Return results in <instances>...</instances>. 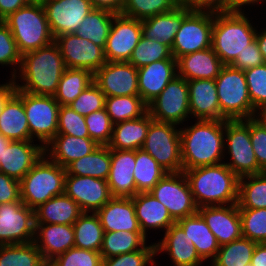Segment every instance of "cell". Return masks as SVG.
<instances>
[{
	"mask_svg": "<svg viewBox=\"0 0 266 266\" xmlns=\"http://www.w3.org/2000/svg\"><path fill=\"white\" fill-rule=\"evenodd\" d=\"M19 78L24 85L16 83L17 70L13 69L12 77L16 88L35 95L53 96L58 88L62 74L66 70L60 48L53 41L47 46L21 55ZM26 82V83H25Z\"/></svg>",
	"mask_w": 266,
	"mask_h": 266,
	"instance_id": "obj_1",
	"label": "cell"
},
{
	"mask_svg": "<svg viewBox=\"0 0 266 266\" xmlns=\"http://www.w3.org/2000/svg\"><path fill=\"white\" fill-rule=\"evenodd\" d=\"M180 138L182 171L222 163L225 120H198L180 128Z\"/></svg>",
	"mask_w": 266,
	"mask_h": 266,
	"instance_id": "obj_2",
	"label": "cell"
},
{
	"mask_svg": "<svg viewBox=\"0 0 266 266\" xmlns=\"http://www.w3.org/2000/svg\"><path fill=\"white\" fill-rule=\"evenodd\" d=\"M197 208L238 203L239 177L225 163L184 170Z\"/></svg>",
	"mask_w": 266,
	"mask_h": 266,
	"instance_id": "obj_3",
	"label": "cell"
},
{
	"mask_svg": "<svg viewBox=\"0 0 266 266\" xmlns=\"http://www.w3.org/2000/svg\"><path fill=\"white\" fill-rule=\"evenodd\" d=\"M242 13L214 12L212 48L224 65H231L256 37V29Z\"/></svg>",
	"mask_w": 266,
	"mask_h": 266,
	"instance_id": "obj_4",
	"label": "cell"
},
{
	"mask_svg": "<svg viewBox=\"0 0 266 266\" xmlns=\"http://www.w3.org/2000/svg\"><path fill=\"white\" fill-rule=\"evenodd\" d=\"M12 32L21 55L54 41L43 4L29 3L3 20Z\"/></svg>",
	"mask_w": 266,
	"mask_h": 266,
	"instance_id": "obj_5",
	"label": "cell"
},
{
	"mask_svg": "<svg viewBox=\"0 0 266 266\" xmlns=\"http://www.w3.org/2000/svg\"><path fill=\"white\" fill-rule=\"evenodd\" d=\"M66 169L45 154L20 180V199L31 209L64 193Z\"/></svg>",
	"mask_w": 266,
	"mask_h": 266,
	"instance_id": "obj_6",
	"label": "cell"
},
{
	"mask_svg": "<svg viewBox=\"0 0 266 266\" xmlns=\"http://www.w3.org/2000/svg\"><path fill=\"white\" fill-rule=\"evenodd\" d=\"M221 120H246L257 112L248 93L244 71L224 65L215 79Z\"/></svg>",
	"mask_w": 266,
	"mask_h": 266,
	"instance_id": "obj_7",
	"label": "cell"
},
{
	"mask_svg": "<svg viewBox=\"0 0 266 266\" xmlns=\"http://www.w3.org/2000/svg\"><path fill=\"white\" fill-rule=\"evenodd\" d=\"M175 126L153 120L142 147L167 173L182 171L180 129Z\"/></svg>",
	"mask_w": 266,
	"mask_h": 266,
	"instance_id": "obj_8",
	"label": "cell"
},
{
	"mask_svg": "<svg viewBox=\"0 0 266 266\" xmlns=\"http://www.w3.org/2000/svg\"><path fill=\"white\" fill-rule=\"evenodd\" d=\"M22 100L30 129V140L35 136L45 147L58 132L60 105L51 95H35L20 91L15 92Z\"/></svg>",
	"mask_w": 266,
	"mask_h": 266,
	"instance_id": "obj_9",
	"label": "cell"
},
{
	"mask_svg": "<svg viewBox=\"0 0 266 266\" xmlns=\"http://www.w3.org/2000/svg\"><path fill=\"white\" fill-rule=\"evenodd\" d=\"M224 148L230 155L227 167L239 178L264 172L259 166L250 138V118L225 120ZM227 143V144H226Z\"/></svg>",
	"mask_w": 266,
	"mask_h": 266,
	"instance_id": "obj_10",
	"label": "cell"
},
{
	"mask_svg": "<svg viewBox=\"0 0 266 266\" xmlns=\"http://www.w3.org/2000/svg\"><path fill=\"white\" fill-rule=\"evenodd\" d=\"M214 12L191 10L182 20L174 42L172 55L179 57L208 49L212 46Z\"/></svg>",
	"mask_w": 266,
	"mask_h": 266,
	"instance_id": "obj_11",
	"label": "cell"
},
{
	"mask_svg": "<svg viewBox=\"0 0 266 266\" xmlns=\"http://www.w3.org/2000/svg\"><path fill=\"white\" fill-rule=\"evenodd\" d=\"M149 193L167 208L175 222L198 212L183 171L167 173Z\"/></svg>",
	"mask_w": 266,
	"mask_h": 266,
	"instance_id": "obj_12",
	"label": "cell"
},
{
	"mask_svg": "<svg viewBox=\"0 0 266 266\" xmlns=\"http://www.w3.org/2000/svg\"><path fill=\"white\" fill-rule=\"evenodd\" d=\"M147 107L155 121L183 124L190 115L187 80L177 75Z\"/></svg>",
	"mask_w": 266,
	"mask_h": 266,
	"instance_id": "obj_13",
	"label": "cell"
},
{
	"mask_svg": "<svg viewBox=\"0 0 266 266\" xmlns=\"http://www.w3.org/2000/svg\"><path fill=\"white\" fill-rule=\"evenodd\" d=\"M34 210L22 202L0 204V245L34 241Z\"/></svg>",
	"mask_w": 266,
	"mask_h": 266,
	"instance_id": "obj_14",
	"label": "cell"
},
{
	"mask_svg": "<svg viewBox=\"0 0 266 266\" xmlns=\"http://www.w3.org/2000/svg\"><path fill=\"white\" fill-rule=\"evenodd\" d=\"M141 37V20L115 14L104 49L106 61L128 62Z\"/></svg>",
	"mask_w": 266,
	"mask_h": 266,
	"instance_id": "obj_15",
	"label": "cell"
},
{
	"mask_svg": "<svg viewBox=\"0 0 266 266\" xmlns=\"http://www.w3.org/2000/svg\"><path fill=\"white\" fill-rule=\"evenodd\" d=\"M54 41L60 48L67 68L86 69L94 74L107 62L102 47L75 33L62 34Z\"/></svg>",
	"mask_w": 266,
	"mask_h": 266,
	"instance_id": "obj_16",
	"label": "cell"
},
{
	"mask_svg": "<svg viewBox=\"0 0 266 266\" xmlns=\"http://www.w3.org/2000/svg\"><path fill=\"white\" fill-rule=\"evenodd\" d=\"M42 4L54 39L62 34L75 33L93 9L90 0H45Z\"/></svg>",
	"mask_w": 266,
	"mask_h": 266,
	"instance_id": "obj_17",
	"label": "cell"
},
{
	"mask_svg": "<svg viewBox=\"0 0 266 266\" xmlns=\"http://www.w3.org/2000/svg\"><path fill=\"white\" fill-rule=\"evenodd\" d=\"M94 82L106 97L139 95L137 68L129 62H106L94 73Z\"/></svg>",
	"mask_w": 266,
	"mask_h": 266,
	"instance_id": "obj_18",
	"label": "cell"
},
{
	"mask_svg": "<svg viewBox=\"0 0 266 266\" xmlns=\"http://www.w3.org/2000/svg\"><path fill=\"white\" fill-rule=\"evenodd\" d=\"M64 193L88 213H96L113 197L107 180L76 175H66Z\"/></svg>",
	"mask_w": 266,
	"mask_h": 266,
	"instance_id": "obj_19",
	"label": "cell"
},
{
	"mask_svg": "<svg viewBox=\"0 0 266 266\" xmlns=\"http://www.w3.org/2000/svg\"><path fill=\"white\" fill-rule=\"evenodd\" d=\"M33 141H11L0 159V172L20 181L45 154V148Z\"/></svg>",
	"mask_w": 266,
	"mask_h": 266,
	"instance_id": "obj_20",
	"label": "cell"
},
{
	"mask_svg": "<svg viewBox=\"0 0 266 266\" xmlns=\"http://www.w3.org/2000/svg\"><path fill=\"white\" fill-rule=\"evenodd\" d=\"M198 213L203 217L220 246L242 237L238 204L201 207L198 208Z\"/></svg>",
	"mask_w": 266,
	"mask_h": 266,
	"instance_id": "obj_21",
	"label": "cell"
},
{
	"mask_svg": "<svg viewBox=\"0 0 266 266\" xmlns=\"http://www.w3.org/2000/svg\"><path fill=\"white\" fill-rule=\"evenodd\" d=\"M177 60L155 61L137 69L139 96L148 105L178 75Z\"/></svg>",
	"mask_w": 266,
	"mask_h": 266,
	"instance_id": "obj_22",
	"label": "cell"
},
{
	"mask_svg": "<svg viewBox=\"0 0 266 266\" xmlns=\"http://www.w3.org/2000/svg\"><path fill=\"white\" fill-rule=\"evenodd\" d=\"M135 150L111 149V165L107 183L113 197L133 198L136 195L134 168Z\"/></svg>",
	"mask_w": 266,
	"mask_h": 266,
	"instance_id": "obj_23",
	"label": "cell"
},
{
	"mask_svg": "<svg viewBox=\"0 0 266 266\" xmlns=\"http://www.w3.org/2000/svg\"><path fill=\"white\" fill-rule=\"evenodd\" d=\"M44 261H52L75 246L73 225L35 224L34 241Z\"/></svg>",
	"mask_w": 266,
	"mask_h": 266,
	"instance_id": "obj_24",
	"label": "cell"
},
{
	"mask_svg": "<svg viewBox=\"0 0 266 266\" xmlns=\"http://www.w3.org/2000/svg\"><path fill=\"white\" fill-rule=\"evenodd\" d=\"M188 82L190 115L197 120H221L215 80L197 79Z\"/></svg>",
	"mask_w": 266,
	"mask_h": 266,
	"instance_id": "obj_25",
	"label": "cell"
},
{
	"mask_svg": "<svg viewBox=\"0 0 266 266\" xmlns=\"http://www.w3.org/2000/svg\"><path fill=\"white\" fill-rule=\"evenodd\" d=\"M96 214L104 232H141L132 198L112 197Z\"/></svg>",
	"mask_w": 266,
	"mask_h": 266,
	"instance_id": "obj_26",
	"label": "cell"
},
{
	"mask_svg": "<svg viewBox=\"0 0 266 266\" xmlns=\"http://www.w3.org/2000/svg\"><path fill=\"white\" fill-rule=\"evenodd\" d=\"M98 146L90 137L56 134L44 147V153L45 155L48 154L47 156L51 161L65 168L72 161L91 154Z\"/></svg>",
	"mask_w": 266,
	"mask_h": 266,
	"instance_id": "obj_27",
	"label": "cell"
},
{
	"mask_svg": "<svg viewBox=\"0 0 266 266\" xmlns=\"http://www.w3.org/2000/svg\"><path fill=\"white\" fill-rule=\"evenodd\" d=\"M155 246L156 253L166 251L175 266H200L203 262L193 242L176 222L165 231L164 238Z\"/></svg>",
	"mask_w": 266,
	"mask_h": 266,
	"instance_id": "obj_28",
	"label": "cell"
},
{
	"mask_svg": "<svg viewBox=\"0 0 266 266\" xmlns=\"http://www.w3.org/2000/svg\"><path fill=\"white\" fill-rule=\"evenodd\" d=\"M224 64L213 51V48L203 49L177 59L178 76L190 80H215Z\"/></svg>",
	"mask_w": 266,
	"mask_h": 266,
	"instance_id": "obj_29",
	"label": "cell"
},
{
	"mask_svg": "<svg viewBox=\"0 0 266 266\" xmlns=\"http://www.w3.org/2000/svg\"><path fill=\"white\" fill-rule=\"evenodd\" d=\"M190 11L189 8L180 4L169 12L141 20L142 35L146 38L160 41L172 48L181 22Z\"/></svg>",
	"mask_w": 266,
	"mask_h": 266,
	"instance_id": "obj_30",
	"label": "cell"
},
{
	"mask_svg": "<svg viewBox=\"0 0 266 266\" xmlns=\"http://www.w3.org/2000/svg\"><path fill=\"white\" fill-rule=\"evenodd\" d=\"M132 200L140 230L145 236L148 228L167 230L175 223L167 208L149 192L137 193Z\"/></svg>",
	"mask_w": 266,
	"mask_h": 266,
	"instance_id": "obj_31",
	"label": "cell"
},
{
	"mask_svg": "<svg viewBox=\"0 0 266 266\" xmlns=\"http://www.w3.org/2000/svg\"><path fill=\"white\" fill-rule=\"evenodd\" d=\"M153 120L147 111L140 118L114 124L112 137L107 146L113 150L142 149Z\"/></svg>",
	"mask_w": 266,
	"mask_h": 266,
	"instance_id": "obj_32",
	"label": "cell"
},
{
	"mask_svg": "<svg viewBox=\"0 0 266 266\" xmlns=\"http://www.w3.org/2000/svg\"><path fill=\"white\" fill-rule=\"evenodd\" d=\"M82 213L80 206L63 193L34 209L35 224L73 225Z\"/></svg>",
	"mask_w": 266,
	"mask_h": 266,
	"instance_id": "obj_33",
	"label": "cell"
},
{
	"mask_svg": "<svg viewBox=\"0 0 266 266\" xmlns=\"http://www.w3.org/2000/svg\"><path fill=\"white\" fill-rule=\"evenodd\" d=\"M176 223L184 230L189 240L193 242L199 257L203 261L209 258L214 260L220 245L198 212L192 216L182 218Z\"/></svg>",
	"mask_w": 266,
	"mask_h": 266,
	"instance_id": "obj_34",
	"label": "cell"
},
{
	"mask_svg": "<svg viewBox=\"0 0 266 266\" xmlns=\"http://www.w3.org/2000/svg\"><path fill=\"white\" fill-rule=\"evenodd\" d=\"M0 133L11 141L30 140V129L23 100L16 93L4 105L0 115Z\"/></svg>",
	"mask_w": 266,
	"mask_h": 266,
	"instance_id": "obj_35",
	"label": "cell"
},
{
	"mask_svg": "<svg viewBox=\"0 0 266 266\" xmlns=\"http://www.w3.org/2000/svg\"><path fill=\"white\" fill-rule=\"evenodd\" d=\"M111 165V149L108 146H98L91 154L68 164L66 175L93 177L107 180Z\"/></svg>",
	"mask_w": 266,
	"mask_h": 266,
	"instance_id": "obj_36",
	"label": "cell"
},
{
	"mask_svg": "<svg viewBox=\"0 0 266 266\" xmlns=\"http://www.w3.org/2000/svg\"><path fill=\"white\" fill-rule=\"evenodd\" d=\"M75 247L100 252L104 229L96 213L83 212L73 223Z\"/></svg>",
	"mask_w": 266,
	"mask_h": 266,
	"instance_id": "obj_37",
	"label": "cell"
},
{
	"mask_svg": "<svg viewBox=\"0 0 266 266\" xmlns=\"http://www.w3.org/2000/svg\"><path fill=\"white\" fill-rule=\"evenodd\" d=\"M93 82L94 74L91 71L66 68L53 96L60 106L70 105Z\"/></svg>",
	"mask_w": 266,
	"mask_h": 266,
	"instance_id": "obj_38",
	"label": "cell"
},
{
	"mask_svg": "<svg viewBox=\"0 0 266 266\" xmlns=\"http://www.w3.org/2000/svg\"><path fill=\"white\" fill-rule=\"evenodd\" d=\"M114 15L110 11L93 8L75 34L105 49Z\"/></svg>",
	"mask_w": 266,
	"mask_h": 266,
	"instance_id": "obj_39",
	"label": "cell"
},
{
	"mask_svg": "<svg viewBox=\"0 0 266 266\" xmlns=\"http://www.w3.org/2000/svg\"><path fill=\"white\" fill-rule=\"evenodd\" d=\"M145 241L146 236L142 232H104L100 254L102 258H111L121 254L135 252L146 246Z\"/></svg>",
	"mask_w": 266,
	"mask_h": 266,
	"instance_id": "obj_40",
	"label": "cell"
},
{
	"mask_svg": "<svg viewBox=\"0 0 266 266\" xmlns=\"http://www.w3.org/2000/svg\"><path fill=\"white\" fill-rule=\"evenodd\" d=\"M237 204L239 209H266V172L239 178Z\"/></svg>",
	"mask_w": 266,
	"mask_h": 266,
	"instance_id": "obj_41",
	"label": "cell"
},
{
	"mask_svg": "<svg viewBox=\"0 0 266 266\" xmlns=\"http://www.w3.org/2000/svg\"><path fill=\"white\" fill-rule=\"evenodd\" d=\"M135 159L136 166L133 175L136 194L150 192L167 172L143 149L135 151Z\"/></svg>",
	"mask_w": 266,
	"mask_h": 266,
	"instance_id": "obj_42",
	"label": "cell"
},
{
	"mask_svg": "<svg viewBox=\"0 0 266 266\" xmlns=\"http://www.w3.org/2000/svg\"><path fill=\"white\" fill-rule=\"evenodd\" d=\"M105 109L113 124L140 118L148 111L139 95L106 97Z\"/></svg>",
	"mask_w": 266,
	"mask_h": 266,
	"instance_id": "obj_43",
	"label": "cell"
},
{
	"mask_svg": "<svg viewBox=\"0 0 266 266\" xmlns=\"http://www.w3.org/2000/svg\"><path fill=\"white\" fill-rule=\"evenodd\" d=\"M257 242L246 237L221 245L211 266H246L251 263Z\"/></svg>",
	"mask_w": 266,
	"mask_h": 266,
	"instance_id": "obj_44",
	"label": "cell"
},
{
	"mask_svg": "<svg viewBox=\"0 0 266 266\" xmlns=\"http://www.w3.org/2000/svg\"><path fill=\"white\" fill-rule=\"evenodd\" d=\"M43 262L34 242L0 245V266H40Z\"/></svg>",
	"mask_w": 266,
	"mask_h": 266,
	"instance_id": "obj_45",
	"label": "cell"
},
{
	"mask_svg": "<svg viewBox=\"0 0 266 266\" xmlns=\"http://www.w3.org/2000/svg\"><path fill=\"white\" fill-rule=\"evenodd\" d=\"M169 58H174L169 46L142 35L128 62L138 69L155 61Z\"/></svg>",
	"mask_w": 266,
	"mask_h": 266,
	"instance_id": "obj_46",
	"label": "cell"
},
{
	"mask_svg": "<svg viewBox=\"0 0 266 266\" xmlns=\"http://www.w3.org/2000/svg\"><path fill=\"white\" fill-rule=\"evenodd\" d=\"M180 0H125L122 13L134 19L144 20L173 10Z\"/></svg>",
	"mask_w": 266,
	"mask_h": 266,
	"instance_id": "obj_47",
	"label": "cell"
},
{
	"mask_svg": "<svg viewBox=\"0 0 266 266\" xmlns=\"http://www.w3.org/2000/svg\"><path fill=\"white\" fill-rule=\"evenodd\" d=\"M242 236L266 243V209H239Z\"/></svg>",
	"mask_w": 266,
	"mask_h": 266,
	"instance_id": "obj_48",
	"label": "cell"
},
{
	"mask_svg": "<svg viewBox=\"0 0 266 266\" xmlns=\"http://www.w3.org/2000/svg\"><path fill=\"white\" fill-rule=\"evenodd\" d=\"M244 75L253 108L266 109V64L247 69Z\"/></svg>",
	"mask_w": 266,
	"mask_h": 266,
	"instance_id": "obj_49",
	"label": "cell"
},
{
	"mask_svg": "<svg viewBox=\"0 0 266 266\" xmlns=\"http://www.w3.org/2000/svg\"><path fill=\"white\" fill-rule=\"evenodd\" d=\"M89 137L99 146H107L112 137L113 123L105 108L85 116Z\"/></svg>",
	"mask_w": 266,
	"mask_h": 266,
	"instance_id": "obj_50",
	"label": "cell"
},
{
	"mask_svg": "<svg viewBox=\"0 0 266 266\" xmlns=\"http://www.w3.org/2000/svg\"><path fill=\"white\" fill-rule=\"evenodd\" d=\"M106 96L93 82L69 105L75 112L88 116L92 112L105 108Z\"/></svg>",
	"mask_w": 266,
	"mask_h": 266,
	"instance_id": "obj_51",
	"label": "cell"
},
{
	"mask_svg": "<svg viewBox=\"0 0 266 266\" xmlns=\"http://www.w3.org/2000/svg\"><path fill=\"white\" fill-rule=\"evenodd\" d=\"M52 266H102L100 252L73 247L50 261Z\"/></svg>",
	"mask_w": 266,
	"mask_h": 266,
	"instance_id": "obj_52",
	"label": "cell"
},
{
	"mask_svg": "<svg viewBox=\"0 0 266 266\" xmlns=\"http://www.w3.org/2000/svg\"><path fill=\"white\" fill-rule=\"evenodd\" d=\"M57 134L89 137L85 117L75 112L69 105H61L59 109Z\"/></svg>",
	"mask_w": 266,
	"mask_h": 266,
	"instance_id": "obj_53",
	"label": "cell"
},
{
	"mask_svg": "<svg viewBox=\"0 0 266 266\" xmlns=\"http://www.w3.org/2000/svg\"><path fill=\"white\" fill-rule=\"evenodd\" d=\"M155 244L145 246L141 250L102 258V266H146L148 263L154 265L153 257L156 255Z\"/></svg>",
	"mask_w": 266,
	"mask_h": 266,
	"instance_id": "obj_54",
	"label": "cell"
},
{
	"mask_svg": "<svg viewBox=\"0 0 266 266\" xmlns=\"http://www.w3.org/2000/svg\"><path fill=\"white\" fill-rule=\"evenodd\" d=\"M21 54L7 24L0 20V64L20 67ZM15 64V65H14Z\"/></svg>",
	"mask_w": 266,
	"mask_h": 266,
	"instance_id": "obj_55",
	"label": "cell"
},
{
	"mask_svg": "<svg viewBox=\"0 0 266 266\" xmlns=\"http://www.w3.org/2000/svg\"><path fill=\"white\" fill-rule=\"evenodd\" d=\"M250 138L258 166L266 172V130L255 118H250Z\"/></svg>",
	"mask_w": 266,
	"mask_h": 266,
	"instance_id": "obj_56",
	"label": "cell"
},
{
	"mask_svg": "<svg viewBox=\"0 0 266 266\" xmlns=\"http://www.w3.org/2000/svg\"><path fill=\"white\" fill-rule=\"evenodd\" d=\"M262 64H264V60L259 50L258 44L256 40H254L247 46V49L242 54L238 55L231 66L233 68L245 71Z\"/></svg>",
	"mask_w": 266,
	"mask_h": 266,
	"instance_id": "obj_57",
	"label": "cell"
},
{
	"mask_svg": "<svg viewBox=\"0 0 266 266\" xmlns=\"http://www.w3.org/2000/svg\"><path fill=\"white\" fill-rule=\"evenodd\" d=\"M22 202L20 199V181L0 172V204Z\"/></svg>",
	"mask_w": 266,
	"mask_h": 266,
	"instance_id": "obj_58",
	"label": "cell"
},
{
	"mask_svg": "<svg viewBox=\"0 0 266 266\" xmlns=\"http://www.w3.org/2000/svg\"><path fill=\"white\" fill-rule=\"evenodd\" d=\"M190 10L224 12V0H180Z\"/></svg>",
	"mask_w": 266,
	"mask_h": 266,
	"instance_id": "obj_59",
	"label": "cell"
},
{
	"mask_svg": "<svg viewBox=\"0 0 266 266\" xmlns=\"http://www.w3.org/2000/svg\"><path fill=\"white\" fill-rule=\"evenodd\" d=\"M28 0H0V20L28 5Z\"/></svg>",
	"mask_w": 266,
	"mask_h": 266,
	"instance_id": "obj_60",
	"label": "cell"
},
{
	"mask_svg": "<svg viewBox=\"0 0 266 266\" xmlns=\"http://www.w3.org/2000/svg\"><path fill=\"white\" fill-rule=\"evenodd\" d=\"M94 9H103L114 14H121L125 0H90Z\"/></svg>",
	"mask_w": 266,
	"mask_h": 266,
	"instance_id": "obj_61",
	"label": "cell"
},
{
	"mask_svg": "<svg viewBox=\"0 0 266 266\" xmlns=\"http://www.w3.org/2000/svg\"><path fill=\"white\" fill-rule=\"evenodd\" d=\"M263 0H224V12L226 13H242V5H251ZM266 1V0H265Z\"/></svg>",
	"mask_w": 266,
	"mask_h": 266,
	"instance_id": "obj_62",
	"label": "cell"
},
{
	"mask_svg": "<svg viewBox=\"0 0 266 266\" xmlns=\"http://www.w3.org/2000/svg\"><path fill=\"white\" fill-rule=\"evenodd\" d=\"M16 92L14 79L11 78L9 83L0 85V115L7 100Z\"/></svg>",
	"mask_w": 266,
	"mask_h": 266,
	"instance_id": "obj_63",
	"label": "cell"
},
{
	"mask_svg": "<svg viewBox=\"0 0 266 266\" xmlns=\"http://www.w3.org/2000/svg\"><path fill=\"white\" fill-rule=\"evenodd\" d=\"M250 264L252 266H266V243H257Z\"/></svg>",
	"mask_w": 266,
	"mask_h": 266,
	"instance_id": "obj_64",
	"label": "cell"
},
{
	"mask_svg": "<svg viewBox=\"0 0 266 266\" xmlns=\"http://www.w3.org/2000/svg\"><path fill=\"white\" fill-rule=\"evenodd\" d=\"M260 32L256 33L255 40L258 44L259 50L262 54L264 64H266V29L259 34Z\"/></svg>",
	"mask_w": 266,
	"mask_h": 266,
	"instance_id": "obj_65",
	"label": "cell"
},
{
	"mask_svg": "<svg viewBox=\"0 0 266 266\" xmlns=\"http://www.w3.org/2000/svg\"><path fill=\"white\" fill-rule=\"evenodd\" d=\"M259 114V115H258ZM257 115V116H256ZM254 118L263 126L266 130V109H261L258 113H255Z\"/></svg>",
	"mask_w": 266,
	"mask_h": 266,
	"instance_id": "obj_66",
	"label": "cell"
},
{
	"mask_svg": "<svg viewBox=\"0 0 266 266\" xmlns=\"http://www.w3.org/2000/svg\"><path fill=\"white\" fill-rule=\"evenodd\" d=\"M11 142L10 139L5 138L1 133H0V159L2 157V154L4 152V150L6 149V147L8 146V144Z\"/></svg>",
	"mask_w": 266,
	"mask_h": 266,
	"instance_id": "obj_67",
	"label": "cell"
},
{
	"mask_svg": "<svg viewBox=\"0 0 266 266\" xmlns=\"http://www.w3.org/2000/svg\"><path fill=\"white\" fill-rule=\"evenodd\" d=\"M45 0H28L29 3H43Z\"/></svg>",
	"mask_w": 266,
	"mask_h": 266,
	"instance_id": "obj_68",
	"label": "cell"
},
{
	"mask_svg": "<svg viewBox=\"0 0 266 266\" xmlns=\"http://www.w3.org/2000/svg\"><path fill=\"white\" fill-rule=\"evenodd\" d=\"M40 266H52L51 262L44 261Z\"/></svg>",
	"mask_w": 266,
	"mask_h": 266,
	"instance_id": "obj_69",
	"label": "cell"
}]
</instances>
